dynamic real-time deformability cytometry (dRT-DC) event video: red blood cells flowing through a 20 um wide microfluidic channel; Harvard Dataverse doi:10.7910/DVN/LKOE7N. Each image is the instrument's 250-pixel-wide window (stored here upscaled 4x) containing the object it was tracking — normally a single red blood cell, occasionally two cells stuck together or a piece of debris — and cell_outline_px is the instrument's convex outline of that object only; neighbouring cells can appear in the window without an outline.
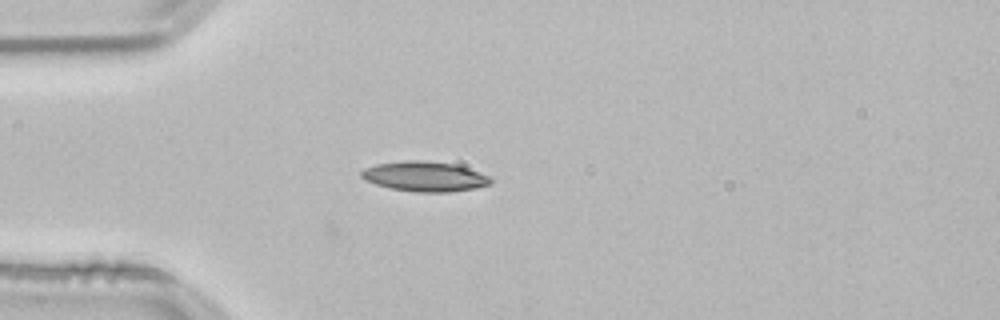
{"species": "common noctule bat (a hibernating species)", "species_latin": "Nyctalus noctula", "temperature_condition": "room temperature", "stored_images_in_passage": 39, "camera_frame_rate_fps": 3000, "um_per_image_px": 0.085, "animal": {"sex": "male", "body_mass_g": 21.5, "forearm_length_mm": 52.0}, "frame": {"image": 1, "passage_image": 1, "time_ms": 0.0, "image_size_px": [1000, 320], "cell_outline_px": [[492, 180], [488, 184], [476, 188], [448, 192], [416, 192], [392, 188], [376, 184], [364, 180], [360, 176], [360, 172], [364, 168], [376, 164], [404, 160], [424, 160], [456, 164], [468, 168], [488, 176]], "centroid_in_image_um": [36.06, 14.99], "position_along_channel_um": 48.9, "area_um2": 22.54}}
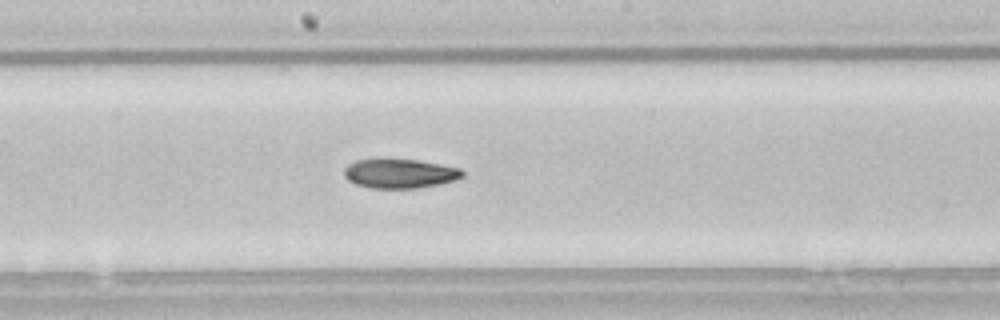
{"frame": {"image": 2, "passage_image": 15, "time_ms": 4.667, "image_size_px": [1000, 320], "cell_outline_px": [[464, 176], [456, 180], [440, 184], [416, 188], [372, 188], [356, 184], [348, 180], [344, 176], [344, 168], [348, 164], [356, 160], [416, 160], [440, 164], [460, 168], [464, 172]], "centroid_in_image_um": [34.0, 14.76], "position_along_channel_um": 214.2, "area_um2": 20.0}}
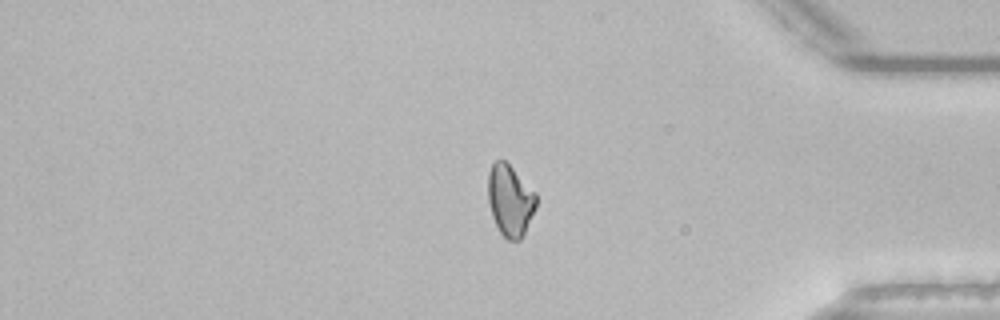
{"frame": {"image": 3, "passage_image": 31, "time_ms": 10.0, "image_size_px": [1000, 320], "cell_outline_px": [[536, 208], [520, 240], [508, 240], [500, 232], [492, 216], [488, 200], [488, 172], [492, 164], [496, 160], [504, 160], [536, 192]], "centroid_in_image_um": [43.35, 17.02], "position_along_channel_um": 391.8, "area_um2": 19.83}}